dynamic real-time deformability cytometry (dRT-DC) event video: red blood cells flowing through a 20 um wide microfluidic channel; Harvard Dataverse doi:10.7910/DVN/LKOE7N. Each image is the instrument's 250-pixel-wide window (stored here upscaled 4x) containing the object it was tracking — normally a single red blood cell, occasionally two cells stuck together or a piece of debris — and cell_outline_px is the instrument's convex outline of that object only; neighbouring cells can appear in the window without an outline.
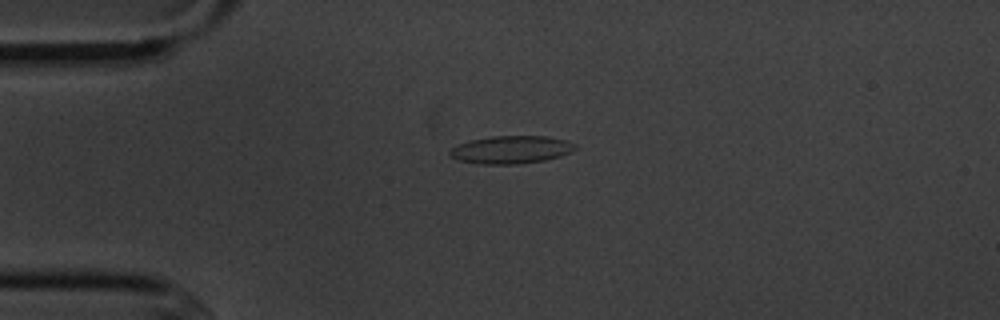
{"species": "common noctule bat (a hibernating species)", "species_latin": "Nyctalus noctula", "temperature_condition": "cold", "stored_images_in_passage": 7, "camera_frame_rate_fps": 3000, "um_per_image_px": 0.085, "animal": {"sex": "male", "body_mass_g": 20.1, "forearm_length_mm": 53.5}, "frame": {"image": 1, "passage_image": 1, "time_ms": 0.0, "image_size_px": [1000, 320], "cell_outline_px": [[576, 148], [572, 152], [560, 156], [544, 160], [516, 164], [480, 164], [456, 160], [448, 156], [448, 152], [456, 144], [468, 140], [492, 136], [548, 136], [564, 140], [576, 144]], "centroid_in_image_um": [43.38, 12.72], "position_along_channel_um": 41.6, "area_um2": 20.52}}
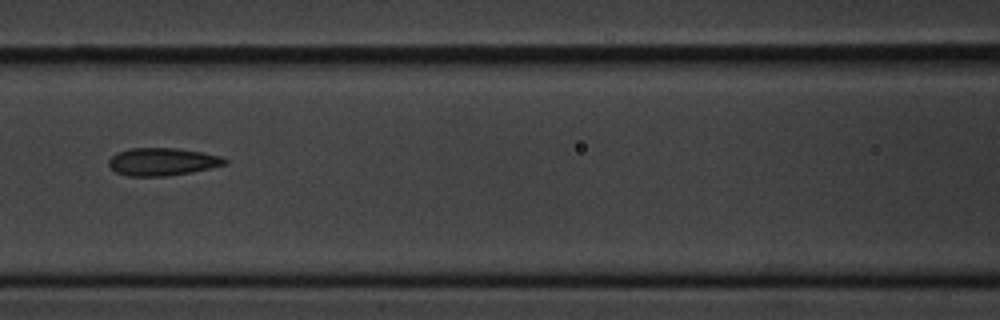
{"frame": {"image": 2, "passage_image": 4, "time_ms": 3.667, "image_size_px": [1000, 320], "cell_outline_px": [[228, 164], [192, 172], [168, 176], [128, 176], [116, 172], [108, 164], [108, 160], [116, 152], [128, 148], [180, 148], [220, 156], [228, 160]], "centroid_in_image_um": [13.8, 13.74], "position_along_channel_um": 152.8, "area_um2": 18.84}}
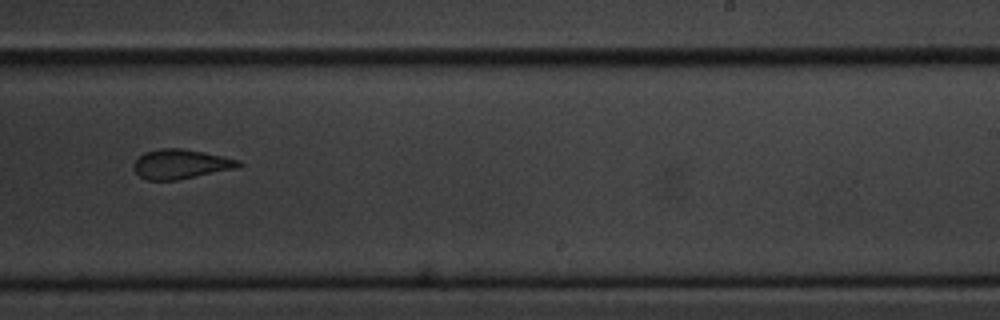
{"frame": {"image": 3, "passage_image": 7, "time_ms": 7.0, "image_size_px": [1000, 320], "cell_outline_px": [[244, 164], [240, 168], [176, 180], [148, 180], [140, 176], [132, 168], [132, 164], [144, 152], [160, 148], [184, 148], [224, 156], [240, 160]], "centroid_in_image_um": [15.41, 13.94], "position_along_channel_um": 273.6, "area_um2": 18.32}}